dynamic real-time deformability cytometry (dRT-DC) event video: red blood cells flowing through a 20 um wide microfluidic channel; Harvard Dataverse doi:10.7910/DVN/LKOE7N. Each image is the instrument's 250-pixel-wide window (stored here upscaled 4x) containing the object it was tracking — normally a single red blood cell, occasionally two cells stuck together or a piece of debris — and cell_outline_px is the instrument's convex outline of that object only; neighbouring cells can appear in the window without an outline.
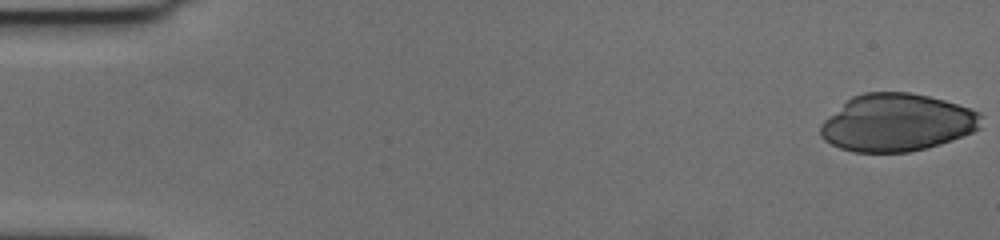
{"species": "human", "species_latin": "Homo sapiens", "temperature_condition": "cold", "stored_images_in_passage": 56, "camera_frame_rate_fps": 3000, "um_per_image_px": 0.085, "donor": {"sex": "female"}, "frame": {"image": 1, "passage_image": 1, "time_ms": 0.0, "image_size_px": [1000, 240], "cell_outline_px": [[984, 116], [980, 128], [972, 132], [952, 140], [928, 148], [908, 152], [852, 152], [840, 148], [824, 140], [820, 136], [820, 124], [824, 120], [852, 96], [864, 92], [908, 92], [928, 96], [944, 100], [980, 112]], "centroid_in_image_um": [76.24, 10.43], "position_along_channel_um": 8.8, "area_um2": 53.93}}